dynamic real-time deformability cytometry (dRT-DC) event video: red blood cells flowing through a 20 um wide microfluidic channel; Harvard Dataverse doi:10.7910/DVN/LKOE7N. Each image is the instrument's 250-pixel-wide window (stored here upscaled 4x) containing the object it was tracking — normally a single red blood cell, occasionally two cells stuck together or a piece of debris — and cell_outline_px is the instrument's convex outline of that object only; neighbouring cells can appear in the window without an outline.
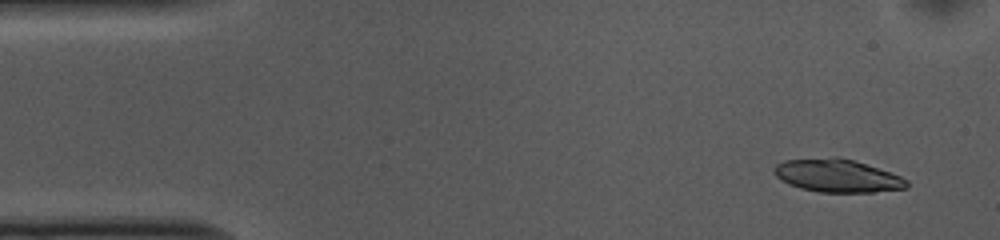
{"species": "common noctule bat (a hibernating species)", "species_latin": "Nyctalus noctula", "temperature_condition": "cold", "stored_images_in_passage": 52, "camera_frame_rate_fps": 3000, "um_per_image_px": 0.085, "animal": {"sex": "female", "body_mass_g": 10.0, "forearm_length_mm": 53.1}, "frame": {"image": 1, "passage_image": 3, "time_ms": 0.667, "image_size_px": [1000, 240], "cell_outline_px": [[908, 188], [872, 192], [820, 192], [800, 188], [788, 184], [780, 180], [772, 172], [776, 164], [784, 160], [836, 156], [852, 160], [900, 176], [908, 180]], "centroid_in_image_um": [71.11, 14.93], "position_along_channel_um": 13.9, "area_um2": 25.43}}
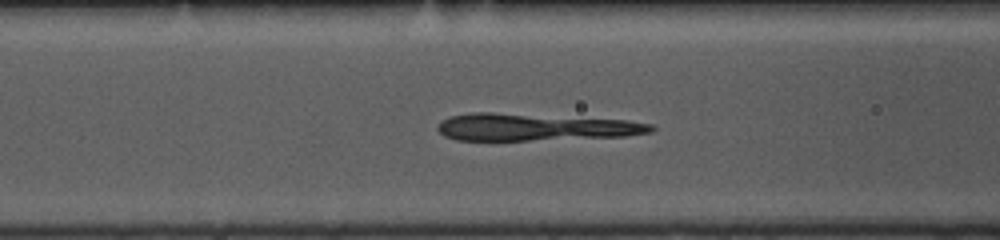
{"frame": {"image": 2, "passage_image": 19, "time_ms": 6.0, "image_size_px": [1000, 240], "cell_outline_px": [[656, 128], [652, 132], [624, 136], [528, 140], [456, 140], [444, 136], [436, 128], [444, 120], [452, 116], [472, 112], [492, 112], [628, 120], [652, 124]], "centroid_in_image_um": [45.5, 10.8], "position_along_channel_um": 121.1, "area_um2": 33.58}}
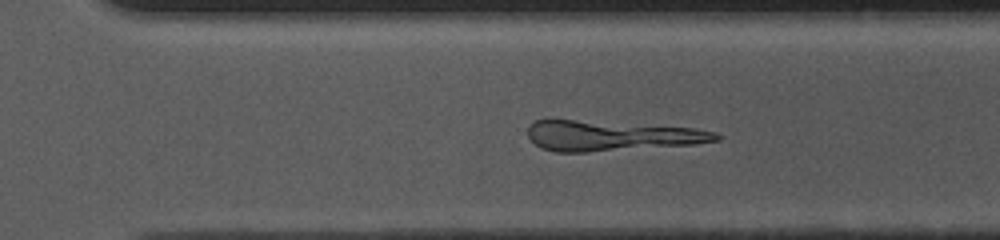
{"frame": {"image": 3, "passage_image": 35, "time_ms": 11.333, "image_size_px": [1000, 240], "cell_outline_px": [[720, 140], [696, 144], [588, 152], [556, 152], [540, 148], [528, 136], [528, 128], [536, 120], [548, 116], [696, 128], [720, 132]], "centroid_in_image_um": [51.92, 11.49], "position_along_channel_um": 318.7, "area_um2": 34.51}}